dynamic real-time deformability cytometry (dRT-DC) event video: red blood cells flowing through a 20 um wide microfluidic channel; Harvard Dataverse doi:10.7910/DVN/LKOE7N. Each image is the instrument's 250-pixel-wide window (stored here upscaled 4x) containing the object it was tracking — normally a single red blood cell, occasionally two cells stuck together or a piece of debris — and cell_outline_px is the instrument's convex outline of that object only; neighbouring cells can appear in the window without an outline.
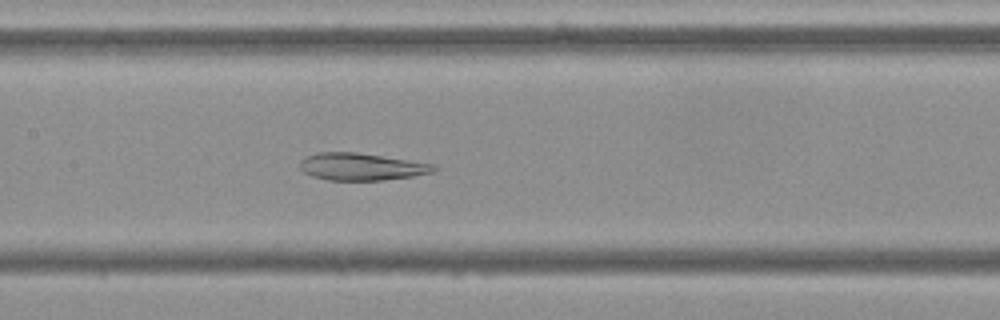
{"species": "Egyptian fruit bat (a non-hibernating species)", "species_latin": "Rousettus aegyptiacus", "temperature_condition": "cold", "stored_images_in_passage": 55, "camera_frame_rate_fps": 3000, "um_per_image_px": 0.085, "frame": {"image": 1, "passage_image": 26, "time_ms": 8.333, "image_size_px": [1000, 320], "cell_outline_px": [[436, 172], [412, 176], [384, 180], [328, 180], [312, 176], [304, 172], [300, 168], [300, 160], [304, 156], [316, 152], [356, 152], [408, 160], [432, 164], [436, 168]], "centroid_in_image_um": [30.67, 14.16], "position_along_channel_um": 176.7, "area_um2": 21.21}}
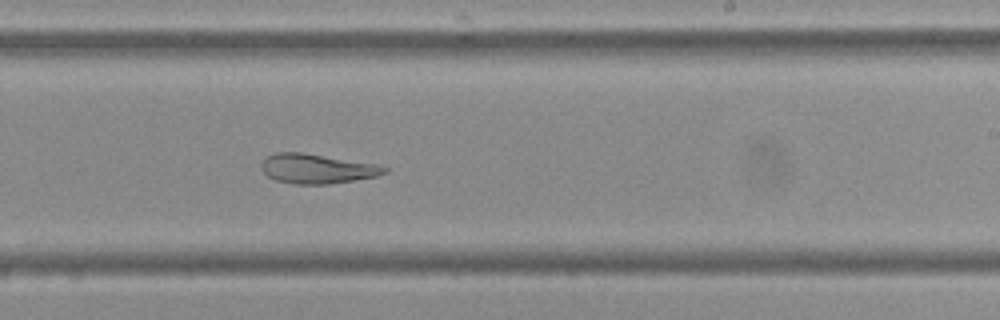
{"frame": {"image": 2, "passage_image": 33, "time_ms": 10.667, "image_size_px": [1000, 320], "cell_outline_px": [[388, 172], [376, 176], [328, 184], [292, 184], [276, 180], [268, 176], [260, 168], [260, 164], [268, 156], [276, 152], [304, 152], [376, 164], [388, 168]], "centroid_in_image_um": [26.92, 14.33], "position_along_channel_um": 262.1, "area_um2": 21.15}}
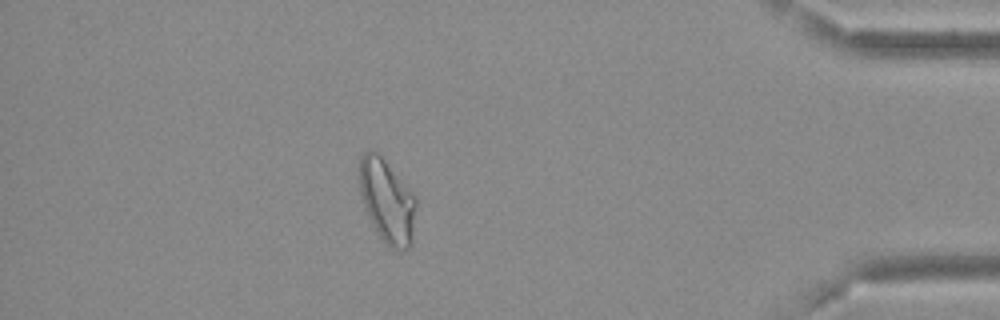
{"frame": {"image": 3, "passage_image": 48, "time_ms": 15.667, "image_size_px": [1000, 320], "cell_outline_px": [[416, 208], [412, 244], [404, 252], [396, 252], [380, 240], [368, 216], [360, 192], [360, 156], [368, 148], [372, 148], [384, 160], [416, 196]], "centroid_in_image_um": [32.92, 17.15], "position_along_channel_um": 402.3, "area_um2": 27.86}, "authors_computed_cell_mechanics": {"area_um2": 27.3972, "velocity_mm_per_s": 3.6707, "shape_relaxation_time_tau1_ms": null, "shape_relaxation_time_tau2_ms": 4.3869, "deformation_change_tau1": null, "deformation_change_tau2": 0.0995}}